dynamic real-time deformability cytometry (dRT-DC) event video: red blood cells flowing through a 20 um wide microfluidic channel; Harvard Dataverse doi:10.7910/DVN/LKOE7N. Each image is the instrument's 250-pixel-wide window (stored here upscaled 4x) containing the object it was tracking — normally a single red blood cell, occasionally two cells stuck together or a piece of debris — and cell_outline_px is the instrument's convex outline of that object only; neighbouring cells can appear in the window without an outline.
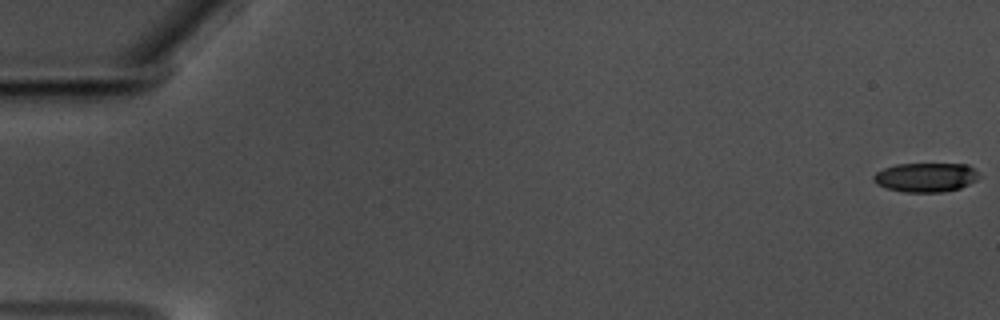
{"species": "common noctule bat (a hibernating species)", "species_latin": "Nyctalus noctula", "temperature_condition": "warm", "stored_images_in_passage": 59, "camera_frame_rate_fps": 3000, "um_per_image_px": 0.085, "animal": {"sex": "male", "body_mass_g": 17.5, "forearm_length_mm": 52.3}, "frame": {"image": 1, "passage_image": 1, "time_ms": 0.0, "image_size_px": [1000, 320], "cell_outline_px": [[980, 176], [976, 180], [960, 188], [940, 192], [904, 192], [888, 188], [876, 184], [872, 180], [872, 176], [876, 172], [884, 168], [896, 164], [968, 164]], "centroid_in_image_um": [78.66, 15.07], "position_along_channel_um": 6.3, "area_um2": 17.86}}
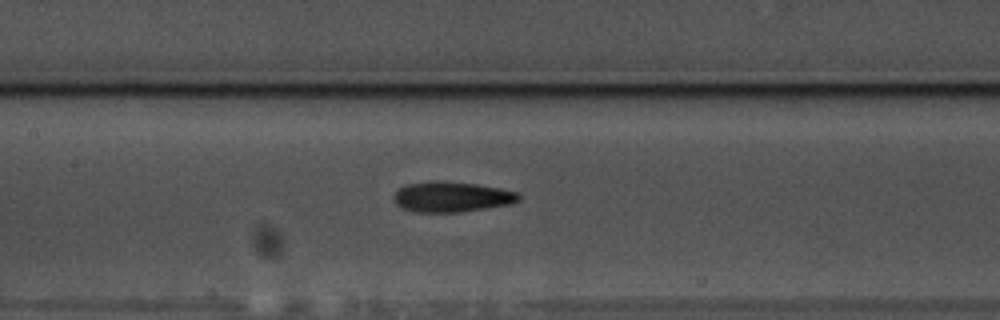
{"frame": {"image": 2, "passage_image": 29, "time_ms": 9.333, "image_size_px": [1000, 320], "cell_outline_px": [[520, 200], [512, 204], [460, 212], [416, 212], [404, 208], [396, 204], [392, 200], [392, 196], [404, 184], [436, 180], [444, 180], [476, 184], [500, 188], [520, 192]], "centroid_in_image_um": [38.4, 16.72], "position_along_channel_um": 169.0, "area_um2": 22.43}}
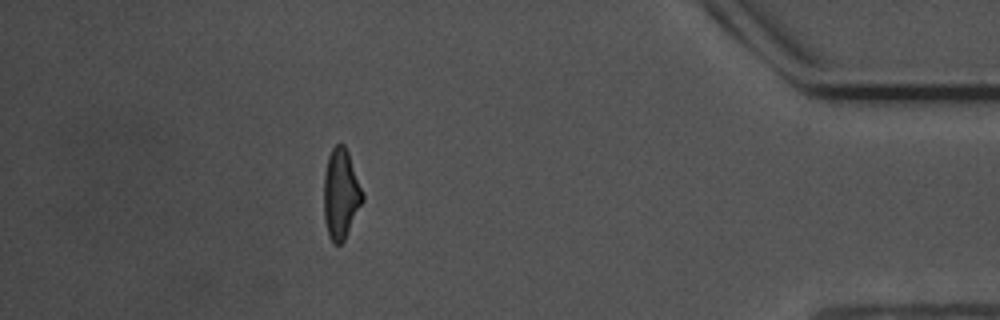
{"frame": {"image": 3, "passage_image": 53, "time_ms": 17.333, "image_size_px": [1000, 320], "cell_outline_px": [[364, 200], [344, 240], [340, 244], [332, 244], [328, 236], [324, 220], [324, 172], [328, 156], [332, 148], [336, 144], [344, 144], [348, 152], [364, 192]], "centroid_in_image_um": [28.97, 16.49], "position_along_channel_um": 406.2, "area_um2": 20.58}, "authors_computed_cell_mechanics": {"area_um2": 20.6924, "velocity_mm_per_s": 3.541, "shape_relaxation_time_tau1_ms": 4.4119, "shape_relaxation_time_tau2_ms": 2.9225, "deformation_change_tau1": 0.1609, "deformation_change_tau2": 0.1293}}